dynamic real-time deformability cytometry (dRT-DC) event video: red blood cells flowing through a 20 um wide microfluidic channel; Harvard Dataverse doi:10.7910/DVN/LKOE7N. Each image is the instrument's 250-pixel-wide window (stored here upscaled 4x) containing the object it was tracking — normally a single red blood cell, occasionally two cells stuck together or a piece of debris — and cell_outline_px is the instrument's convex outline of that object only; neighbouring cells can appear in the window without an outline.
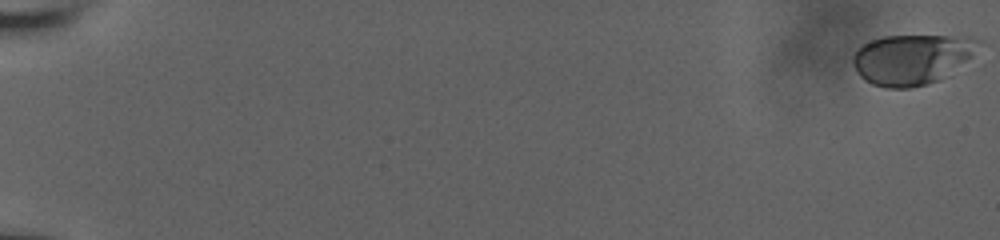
{"species": "human", "species_latin": "Homo sapiens", "temperature_condition": "room temperature", "stored_images_in_passage": 59, "camera_frame_rate_fps": 3000, "um_per_image_px": 0.085, "donor": {"sex": "male"}, "frame": {"image": 1, "passage_image": 1, "time_ms": 0.0, "image_size_px": [1000, 240], "cell_outline_px": [[980, 40], [968, 56], [964, 60], [940, 80], [928, 84], [912, 88], [884, 88], [872, 84], [864, 80], [856, 72], [852, 64], [852, 56], [856, 48], [860, 44], [884, 36], [968, 36]], "centroid_in_image_um": [77.37, 5.04], "position_along_channel_um": 7.6, "area_um2": 36.47}}
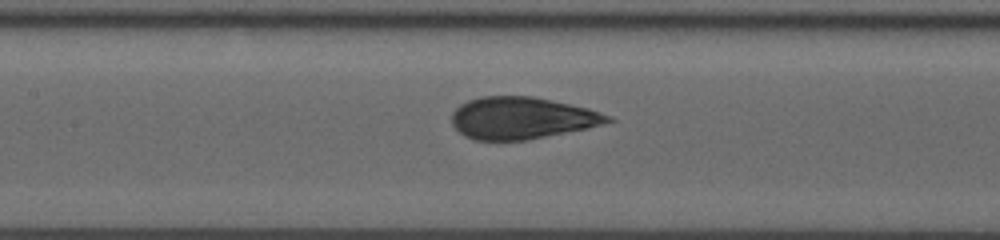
{"frame": {"image": 2, "passage_image": 31, "time_ms": 10.0, "image_size_px": [1000, 240], "cell_outline_px": [[616, 120], [604, 124], [588, 128], [528, 140], [472, 140], [464, 136], [452, 124], [452, 112], [460, 104], [468, 100], [480, 96], [532, 96], [588, 108], [612, 116]], "centroid_in_image_um": [44.36, 10.04], "position_along_channel_um": 163.0, "area_um2": 38.32}}
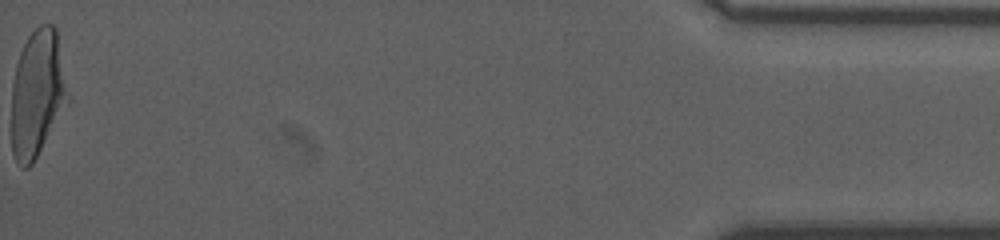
{"frame": {"image": 3, "passage_image": 59, "time_ms": 19.333, "image_size_px": [1000, 240], "cell_outline_px": [[64, 88], [40, 148], [32, 164], [28, 168], [20, 168], [16, 164], [12, 152], [12, 84], [16, 64], [20, 52], [28, 36], [40, 24], [56, 24]], "centroid_in_image_um": [3.01, 7.87], "position_along_channel_um": 432.2, "area_um2": 38.38}, "authors_computed_cell_mechanics": {"area_um2": 38.2636, "velocity_mm_per_s": 3.8227, "shape_relaxation_time_tau1_ms": 4.6937, "shape_relaxation_time_tau2_ms": null, "deformation_change_tau1": 0.1833, "deformation_change_tau2": null}}